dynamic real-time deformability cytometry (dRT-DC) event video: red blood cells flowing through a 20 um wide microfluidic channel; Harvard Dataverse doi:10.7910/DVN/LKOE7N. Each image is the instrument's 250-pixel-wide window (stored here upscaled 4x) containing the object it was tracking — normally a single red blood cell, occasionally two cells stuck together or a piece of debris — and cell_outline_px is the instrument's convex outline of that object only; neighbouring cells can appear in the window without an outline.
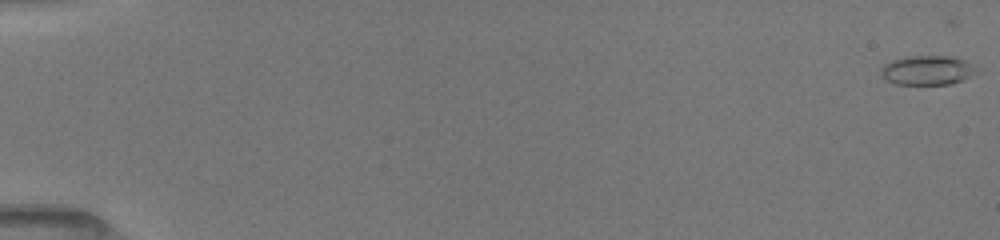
{"species": "common noctule bat (a hibernating species)", "species_latin": "Nyctalus noctula", "temperature_condition": "room temperature", "stored_images_in_passage": 53, "camera_frame_rate_fps": 3000, "um_per_image_px": 0.085, "animal": {"sex": "female", "body_mass_g": 19.5, "forearm_length_mm": 54.1}, "frame": {"image": 1, "passage_image": 2, "time_ms": 0.333, "image_size_px": [1000, 240], "cell_outline_px": [[972, 68], [968, 76], [964, 80], [952, 84], [896, 84], [884, 80], [880, 76], [880, 68], [884, 64], [892, 60], [908, 56], [952, 56], [964, 60]], "centroid_in_image_um": [78.67, 5.98], "position_along_channel_um": 6.3, "area_um2": 16.07}}
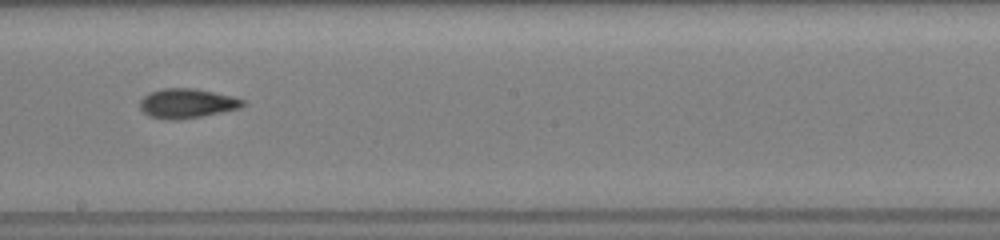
{"frame": {"image": 2, "passage_image": 32, "time_ms": 10.333, "image_size_px": [1000, 240], "cell_outline_px": [[248, 104], [240, 108], [200, 116], [176, 120], [164, 120], [148, 116], [140, 108], [140, 100], [144, 96], [152, 92], [164, 88], [196, 88], [232, 96], [244, 100]], "centroid_in_image_um": [15.9, 8.79], "position_along_channel_um": 232.3, "area_um2": 17.69}}
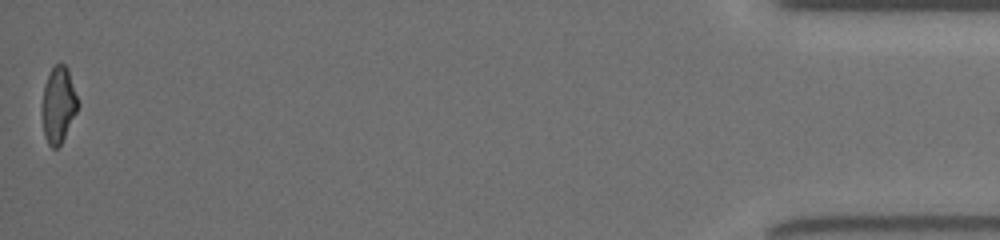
{"frame": {"image": 3, "passage_image": 53, "time_ms": 17.333, "image_size_px": [1000, 240], "cell_outline_px": [[80, 104], [60, 144], [56, 148], [52, 148], [48, 144], [44, 136], [40, 112], [44, 84], [52, 68], [56, 64], [64, 64], [68, 68]], "centroid_in_image_um": [4.94, 8.9], "position_along_channel_um": 430.3, "area_um2": 16.07}, "authors_computed_cell_mechanics": {"area_um2": 16.6464, "velocity_mm_per_s": 4.0525, "shape_relaxation_time_tau1_ms": null, "shape_relaxation_time_tau2_ms": 3.3906, "deformation_change_tau1": null, "deformation_change_tau2": 0.1079}}